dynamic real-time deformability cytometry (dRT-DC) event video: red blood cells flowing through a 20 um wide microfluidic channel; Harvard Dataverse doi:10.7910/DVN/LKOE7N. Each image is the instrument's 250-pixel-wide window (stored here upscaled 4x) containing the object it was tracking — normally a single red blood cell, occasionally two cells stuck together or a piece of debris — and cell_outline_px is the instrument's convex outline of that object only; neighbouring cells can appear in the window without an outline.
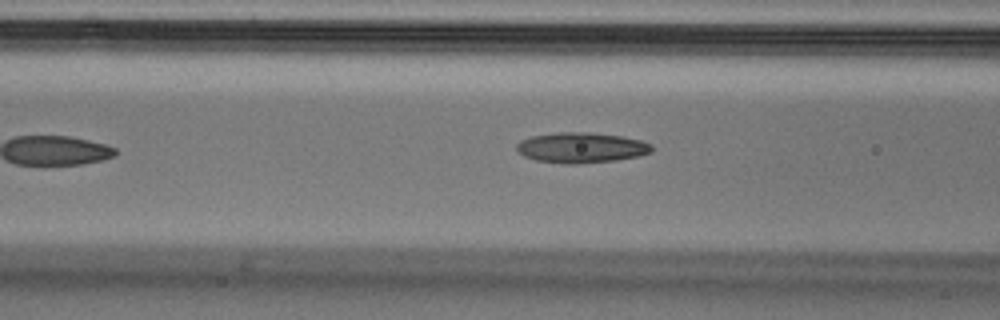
{"species": "Egyptian fruit bat (a non-hibernating species)", "species_latin": "Rousettus aegyptiacus", "temperature_condition": "cold", "stored_images_in_passage": 16, "camera_frame_rate_fps": 3000, "um_per_image_px": 0.085, "animal": {"sex": "male"}, "frame": {"image": 1, "passage_image": 5, "time_ms": 1.333, "image_size_px": [1000, 320], "cell_outline_px": [[652, 152], [640, 156], [616, 160], [576, 164], [564, 164], [536, 160], [524, 156], [516, 148], [516, 144], [520, 140], [532, 136], [560, 132], [588, 132], [624, 136], [640, 140], [652, 144]], "centroid_in_image_um": [49.43, 12.55], "position_along_channel_um": 117.2, "area_um2": 24.04}}